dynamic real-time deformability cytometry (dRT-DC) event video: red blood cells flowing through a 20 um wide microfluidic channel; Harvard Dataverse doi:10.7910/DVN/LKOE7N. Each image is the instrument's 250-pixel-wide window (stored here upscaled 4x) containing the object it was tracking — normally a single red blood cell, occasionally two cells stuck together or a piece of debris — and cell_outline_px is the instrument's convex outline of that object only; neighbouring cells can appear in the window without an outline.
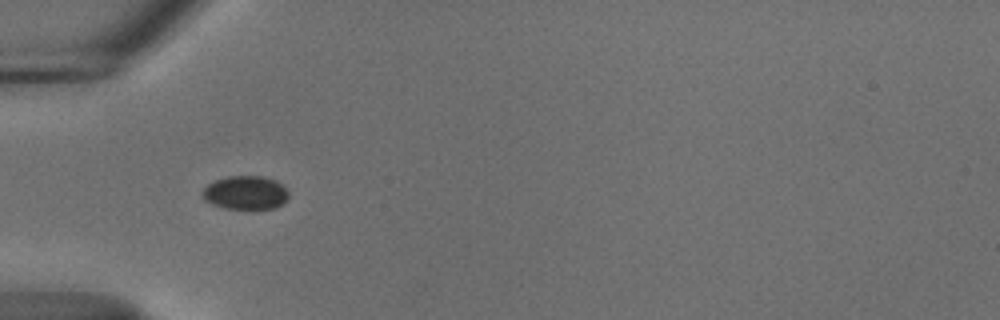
{"species": "common noctule bat (a hibernating species)", "species_latin": "Nyctalus noctula", "temperature_condition": "cold", "stored_images_in_passage": 7, "camera_frame_rate_fps": 3000, "um_per_image_px": 0.085, "animal": {"sex": "male", "body_mass_g": 18.8}, "frame": {"image": 1, "passage_image": 4, "time_ms": 1.0, "image_size_px": [1000, 320], "cell_outline_px": [[288, 200], [276, 208], [224, 208], [212, 204], [204, 200], [200, 192], [208, 184], [216, 180], [228, 176], [264, 176], [276, 180], [288, 192]], "centroid_in_image_um": [20.86, 16.37], "position_along_channel_um": 64.1, "area_um2": 16.88}}